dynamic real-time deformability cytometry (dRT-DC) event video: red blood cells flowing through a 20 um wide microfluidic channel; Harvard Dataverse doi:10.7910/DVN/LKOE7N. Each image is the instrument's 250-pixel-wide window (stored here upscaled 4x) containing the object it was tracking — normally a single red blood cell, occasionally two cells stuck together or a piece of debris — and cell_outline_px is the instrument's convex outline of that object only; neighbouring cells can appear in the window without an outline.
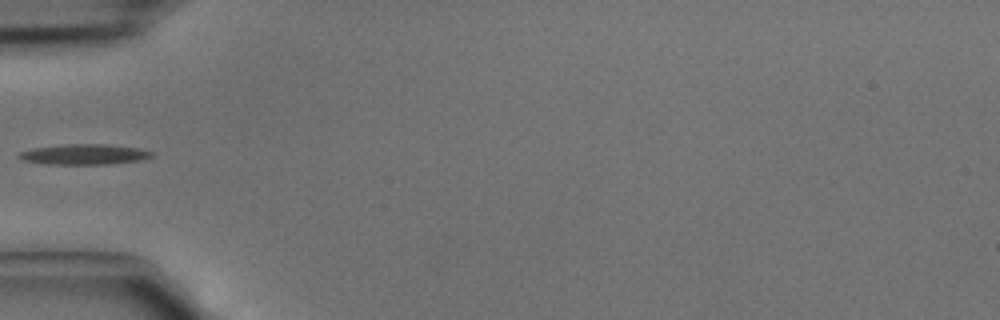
{"species": "common noctule bat (a hibernating species)", "species_latin": "Nyctalus noctula", "temperature_condition": "cold", "stored_images_in_passage": 4, "segment_of_instrument_passage": [2, 2], "camera_frame_rate_fps": 3000, "um_per_image_px": 0.085, "animal": {"sex": "male", "body_mass_g": 15.6}, "frame": {"image": 1, "passage_image": 4, "time_ms": 1.0, "image_size_px": [1000, 320], "cell_outline_px": [[156, 156], [144, 160], [108, 164], [44, 164], [20, 160], [16, 156], [20, 152], [32, 148], [68, 144], [104, 144], [136, 148], [152, 152]], "centroid_in_image_um": [7.14, 13.13], "position_along_channel_um": 77.9, "area_um2": 15.9}}